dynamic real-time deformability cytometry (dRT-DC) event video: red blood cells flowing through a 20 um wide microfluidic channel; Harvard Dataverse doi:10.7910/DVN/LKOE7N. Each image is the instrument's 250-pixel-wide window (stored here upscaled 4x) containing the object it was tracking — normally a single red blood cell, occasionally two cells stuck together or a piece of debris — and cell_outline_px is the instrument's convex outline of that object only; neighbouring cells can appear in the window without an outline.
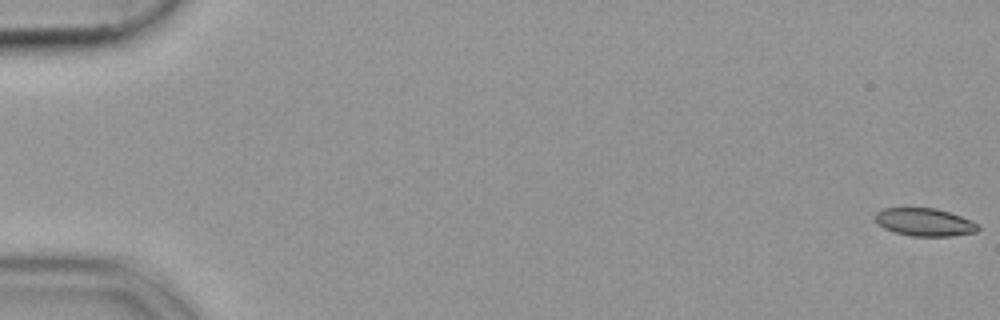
{"species": "common noctule bat (a hibernating species)", "species_latin": "Nyctalus noctula", "temperature_condition": "cold", "stored_images_in_passage": 54, "camera_frame_rate_fps": 3000, "um_per_image_px": 0.085, "animal": {"sex": "female", "body_mass_g": 19.9}, "frame": {"image": 1, "passage_image": 1, "time_ms": 0.0, "image_size_px": [1000, 320], "cell_outline_px": [[980, 228], [976, 232], [952, 236], [912, 236], [896, 232], [884, 228], [876, 224], [876, 212], [884, 208], [936, 208], [972, 220], [980, 224]], "centroid_in_image_um": [78.62, 18.88], "position_along_channel_um": 6.4, "area_um2": 16.7}}
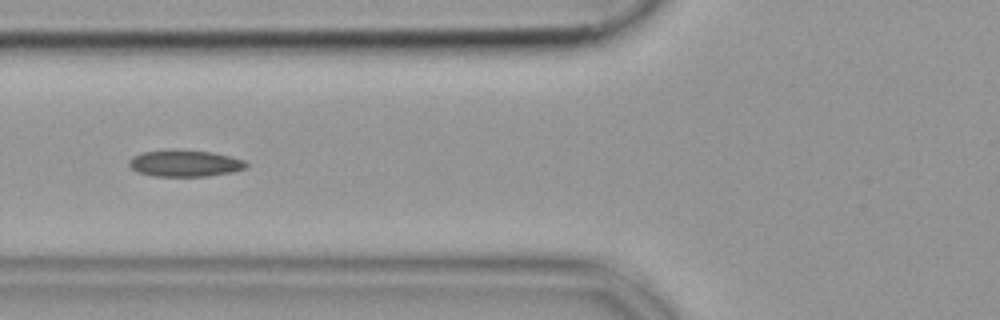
{"frame": {"image": 2, "passage_image": 22, "time_ms": 7.0, "image_size_px": [1000, 320], "cell_outline_px": [[248, 168], [232, 172], [208, 176], [152, 176], [136, 172], [128, 164], [128, 160], [132, 156], [144, 152], [212, 152], [244, 160], [248, 164]], "centroid_in_image_um": [15.73, 13.93], "position_along_channel_um": 110.1, "area_um2": 17.51}}
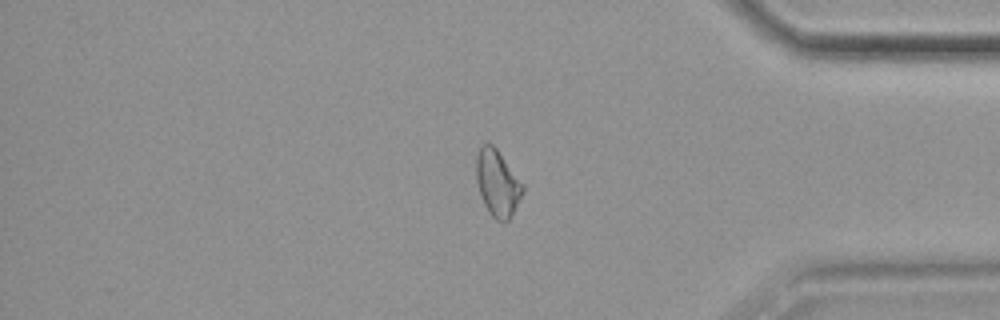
{"frame": {"image": 3, "passage_image": 46, "time_ms": 15.0, "image_size_px": [1000, 320], "cell_outline_px": [[524, 192], [508, 220], [496, 220], [488, 212], [480, 196], [476, 180], [476, 156], [480, 148], [488, 140], [496, 148], [524, 184]], "centroid_in_image_um": [42.27, 15.54], "position_along_channel_um": 392.9, "area_um2": 17.98}}